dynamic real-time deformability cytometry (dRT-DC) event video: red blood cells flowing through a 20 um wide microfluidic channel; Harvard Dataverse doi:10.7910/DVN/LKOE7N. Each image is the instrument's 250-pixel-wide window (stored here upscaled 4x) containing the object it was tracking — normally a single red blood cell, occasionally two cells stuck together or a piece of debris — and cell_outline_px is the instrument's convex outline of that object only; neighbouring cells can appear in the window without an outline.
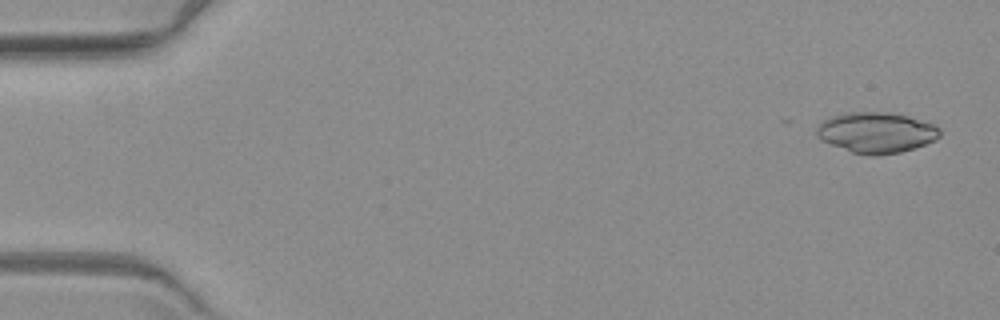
{"species": "common noctule bat (a hibernating species)", "species_latin": "Nyctalus noctula", "temperature_condition": "warm", "stored_images_in_passage": 5, "camera_frame_rate_fps": 3000, "um_per_image_px": 0.085, "animal": {"sex": "female", "body_mass_g": 19.3, "forearm_length_mm": 54.1}, "frame": {"image": 1, "passage_image": 1, "time_ms": 0.0, "image_size_px": [1000, 320], "cell_outline_px": [[940, 136], [936, 140], [900, 152], [876, 156], [868, 156], [852, 152], [820, 140], [816, 136], [816, 128], [824, 120], [832, 116], [848, 112], [888, 112], [908, 116], [932, 124], [940, 128]], "centroid_in_image_um": [74.47, 11.27], "position_along_channel_um": 10.5, "area_um2": 29.13}}